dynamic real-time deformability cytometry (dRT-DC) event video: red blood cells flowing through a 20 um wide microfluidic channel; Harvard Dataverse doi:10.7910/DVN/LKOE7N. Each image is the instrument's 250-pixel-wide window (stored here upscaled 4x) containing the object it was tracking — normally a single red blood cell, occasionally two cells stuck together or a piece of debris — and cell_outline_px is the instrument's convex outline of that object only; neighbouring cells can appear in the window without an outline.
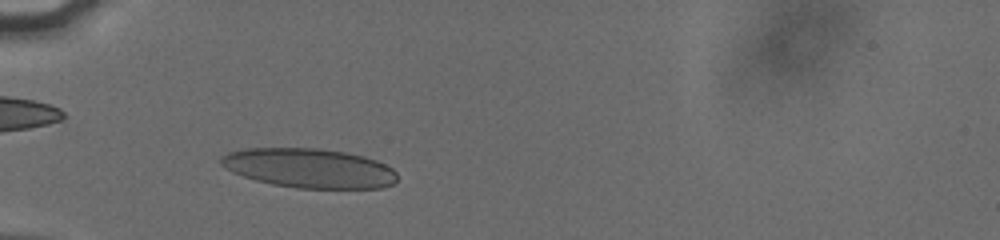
{"species": "human", "species_latin": "Homo sapiens", "temperature_condition": "cold", "stored_images_in_passage": 36, "camera_frame_rate_fps": 3000, "um_per_image_px": 0.085, "donor": {"sex": "male"}, "frame": {"image": 1, "passage_image": 7, "time_ms": 2.0, "image_size_px": [1000, 240], "cell_outline_px": [[396, 180], [392, 184], [380, 188], [296, 188], [272, 184], [256, 180], [232, 172], [224, 168], [220, 164], [220, 156], [228, 152], [248, 148], [316, 148], [344, 152], [364, 156], [376, 160], [392, 168], [396, 172]], "centroid_in_image_um": [26.25, 14.29], "position_along_channel_um": 58.7, "area_um2": 40.46}}
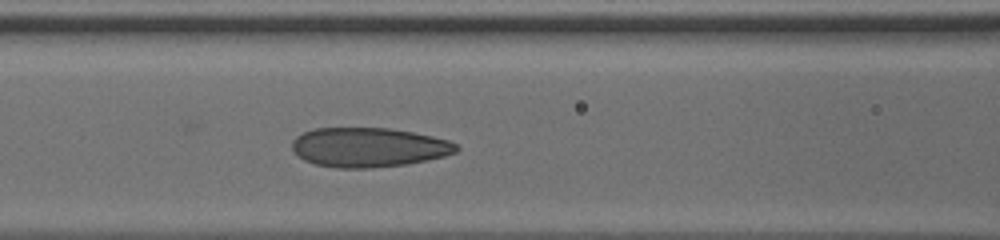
{"frame": {"image": 2, "passage_image": 14, "time_ms": 4.333, "image_size_px": [1000, 240], "cell_outline_px": [[460, 148], [456, 152], [444, 156], [428, 160], [408, 164], [372, 168], [336, 168], [316, 164], [304, 160], [296, 156], [292, 152], [292, 140], [296, 136], [312, 128], [388, 128], [412, 132], [432, 136], [448, 140], [456, 144]], "centroid_in_image_um": [31.3, 12.53], "position_along_channel_um": 135.3, "area_um2": 38.03}}
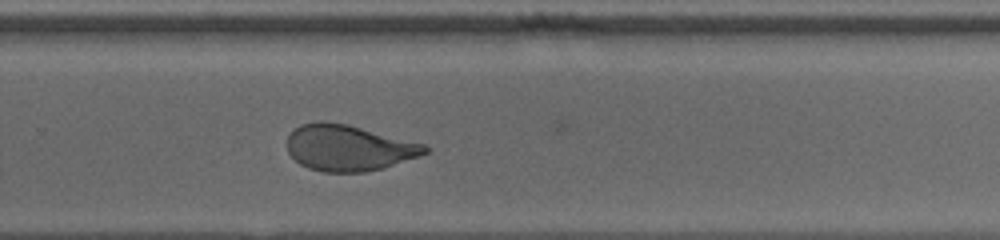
{"frame": {"image": 3, "passage_image": 27, "time_ms": 8.667, "image_size_px": [1000, 240], "cell_outline_px": [[428, 152], [384, 168], [364, 172], [324, 172], [308, 168], [300, 164], [288, 152], [288, 136], [300, 124], [320, 120], [348, 124], [424, 144], [428, 148]], "centroid_in_image_um": [29.61, 12.56], "position_along_channel_um": 300.2, "area_um2": 36.7}, "authors_computed_cell_mechanics": {"area_um2": 38.0035, "velocity_mm_per_s": 3.8165, "shape_relaxation_time_tau1_ms": 8.4003, "shape_relaxation_time_tau2_ms": 0.9739, "deformation_change_tau1": 0.2155, "deformation_change_tau2": 0.0765}}